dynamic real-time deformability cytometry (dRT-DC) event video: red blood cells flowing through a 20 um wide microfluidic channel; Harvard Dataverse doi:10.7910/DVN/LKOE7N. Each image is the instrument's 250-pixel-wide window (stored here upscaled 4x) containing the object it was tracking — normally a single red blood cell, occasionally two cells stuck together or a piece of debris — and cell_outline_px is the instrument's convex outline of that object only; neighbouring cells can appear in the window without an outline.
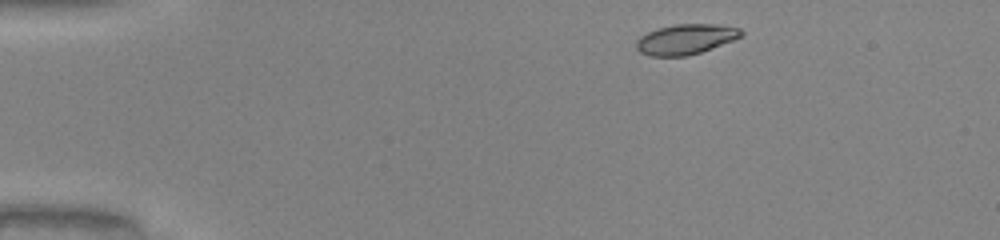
{"species": "common noctule bat (a hibernating species)", "species_latin": "Nyctalus noctula", "temperature_condition": "warm", "stored_images_in_passage": 44, "camera_frame_rate_fps": 3000, "um_per_image_px": 0.085, "animal": {"sex": "male", "body_mass_g": 20.0, "forearm_length_mm": 53.3}, "frame": {"image": 1, "passage_image": 2, "time_ms": 0.333, "image_size_px": [1000, 240], "cell_outline_px": [[744, 36], [712, 48], [688, 56], [648, 56], [640, 52], [636, 48], [636, 40], [640, 36], [648, 32], [660, 28], [676, 24], [716, 24], [740, 28], [744, 32]], "centroid_in_image_um": [58.3, 3.34], "position_along_channel_um": 26.7, "area_um2": 18.5}}
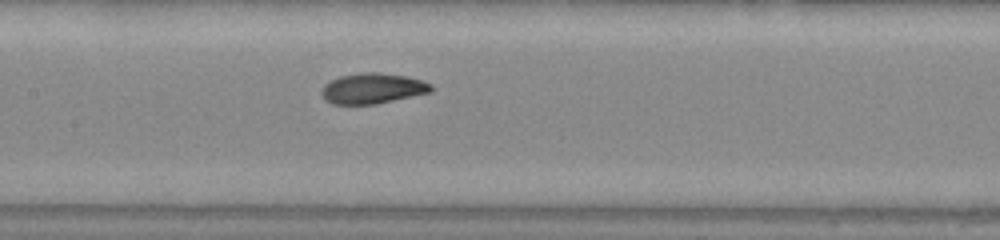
{"frame": {"image": 2, "passage_image": 19, "time_ms": 6.0, "image_size_px": [1000, 240], "cell_outline_px": [[432, 92], [376, 104], [332, 104], [324, 100], [320, 92], [324, 84], [340, 76], [360, 72], [380, 72], [408, 76], [432, 84]], "centroid_in_image_um": [31.66, 7.51], "position_along_channel_um": 175.7, "area_um2": 19.65}}
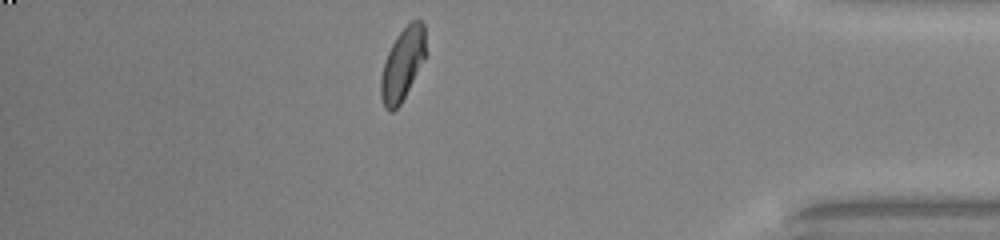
{"frame": {"image": 3, "passage_image": 38, "time_ms": 12.333, "image_size_px": [1000, 240], "cell_outline_px": [[428, 52], [424, 60], [400, 104], [392, 112], [388, 112], [384, 108], [380, 96], [380, 76], [384, 60], [396, 36], [412, 20], [420, 20], [424, 24]], "centroid_in_image_um": [34.22, 5.45], "position_along_channel_um": 401.0, "area_um2": 19.19}, "authors_computed_cell_mechanics": {"area_um2": 19.0451, "velocity_mm_per_s": 4.0853, "shape_relaxation_time_tau1_ms": 3.7813, "shape_relaxation_time_tau2_ms": 1.5314, "deformation_change_tau1": 0.1856, "deformation_change_tau2": 0.0566}}